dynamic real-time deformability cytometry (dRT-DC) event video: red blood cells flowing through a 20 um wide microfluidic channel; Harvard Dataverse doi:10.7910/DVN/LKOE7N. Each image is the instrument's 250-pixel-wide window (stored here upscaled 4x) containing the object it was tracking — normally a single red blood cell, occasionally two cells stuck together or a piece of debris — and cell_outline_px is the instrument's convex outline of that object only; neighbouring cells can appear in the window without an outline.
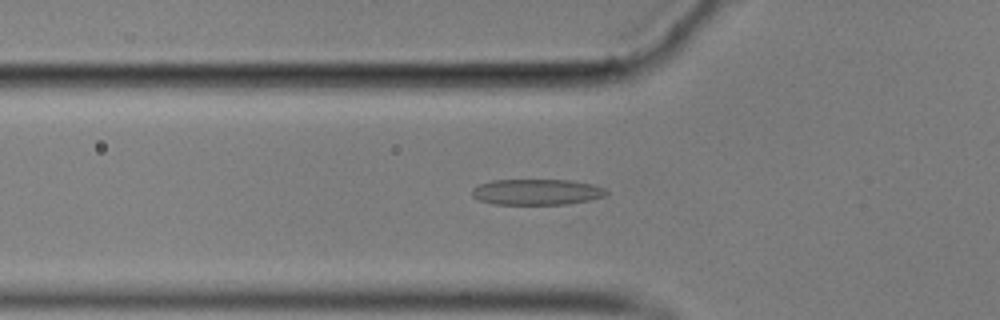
{"species": "common noctule bat (a hibernating species)", "species_latin": "Nyctalus noctula", "temperature_condition": "cold", "stored_images_in_passage": 49, "camera_frame_rate_fps": 3000, "um_per_image_px": 0.085, "animal": {"sex": "male", "body_mass_g": 17.9}, "frame": {"image": 1, "passage_image": 12, "time_ms": 3.667, "image_size_px": [1000, 320], "cell_outline_px": [[608, 192], [604, 196], [588, 200], [568, 204], [492, 204], [480, 200], [472, 196], [472, 188], [480, 184], [492, 180], [568, 180], [592, 184], [604, 188]], "centroid_in_image_um": [45.6, 16.32], "position_along_channel_um": 80.2, "area_um2": 20.11}}
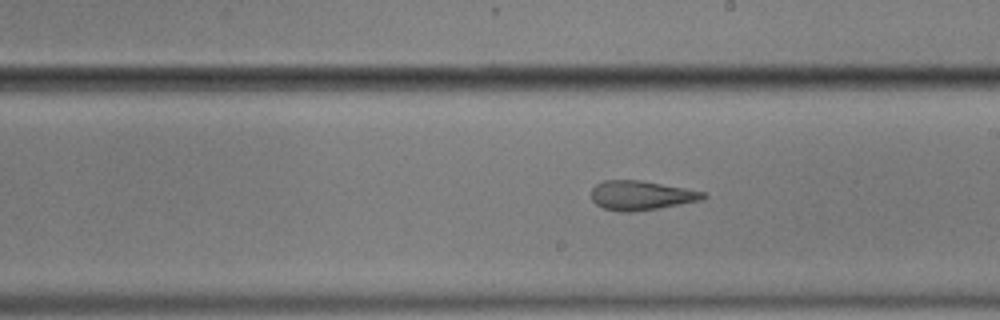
{"frame": {"image": 2, "passage_image": 25, "time_ms": 8.0, "image_size_px": [1000, 320], "cell_outline_px": [[708, 196], [704, 200], [632, 212], [620, 212], [604, 208], [596, 204], [592, 200], [592, 188], [596, 184], [604, 180], [640, 180], [684, 188], [704, 192]], "centroid_in_image_um": [54.49, 16.61], "position_along_channel_um": 234.5, "area_um2": 19.02}}
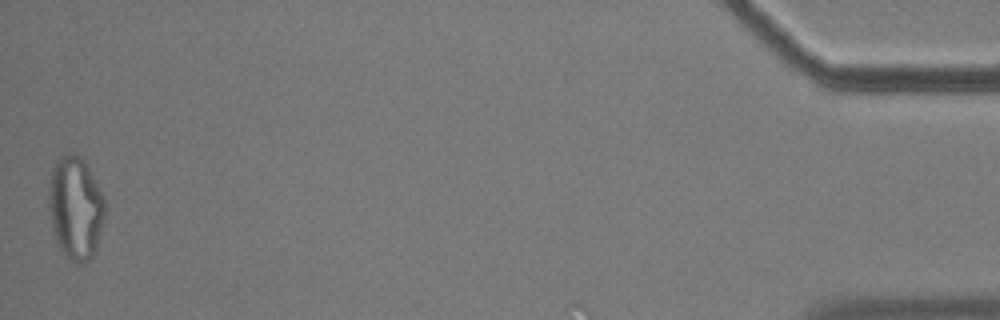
{"frame": {"image": 3, "passage_image": 49, "time_ms": 16.0, "image_size_px": [1000, 320], "cell_outline_px": [[104, 216], [96, 248], [92, 256], [88, 260], [80, 264], [76, 264], [60, 248], [52, 232], [48, 204], [48, 184], [52, 168], [56, 160], [60, 156], [68, 152], [72, 152], [80, 156], [84, 160], [104, 196]], "centroid_in_image_um": [6.39, 17.62], "position_along_channel_um": 428.8, "area_um2": 33.81}, "authors_computed_cell_mechanics": {"area_um2": 20.6924, "velocity_mm_per_s": 3.5398, "shape_relaxation_time_tau1_ms": null, "shape_relaxation_time_tau2_ms": 2.4303, "deformation_change_tau1": null, "deformation_change_tau2": 0.1275}}